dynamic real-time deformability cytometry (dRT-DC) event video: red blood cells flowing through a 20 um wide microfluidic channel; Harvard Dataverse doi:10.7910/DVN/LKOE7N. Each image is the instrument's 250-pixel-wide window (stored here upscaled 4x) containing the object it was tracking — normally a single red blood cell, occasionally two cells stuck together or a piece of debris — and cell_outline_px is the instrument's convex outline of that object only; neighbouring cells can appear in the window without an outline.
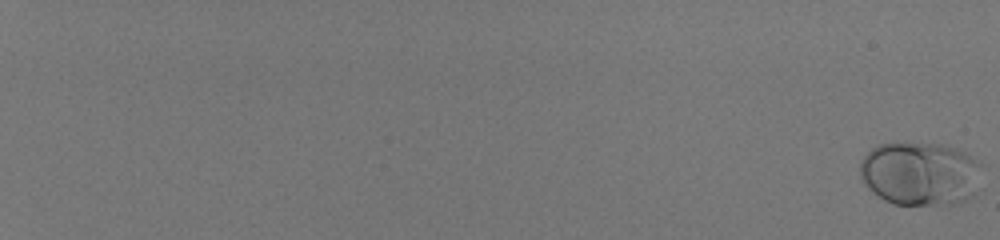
{"species": "human", "species_latin": "Homo sapiens", "temperature_condition": "room temperature", "stored_images_in_passage": 59, "camera_frame_rate_fps": 3000, "um_per_image_px": 0.085, "donor": {"sex": "male"}, "frame": {"image": 1, "passage_image": 1, "time_ms": 0.0, "image_size_px": [1000, 240], "cell_outline_px": [[980, 164], [976, 192], [972, 196], [956, 204], [896, 204], [884, 200], [872, 192], [868, 188], [860, 176], [860, 160], [876, 144], [940, 144], [956, 148], [964, 152]], "centroid_in_image_um": [78.18, 14.77], "position_along_channel_um": 6.8, "area_um2": 44.85}}
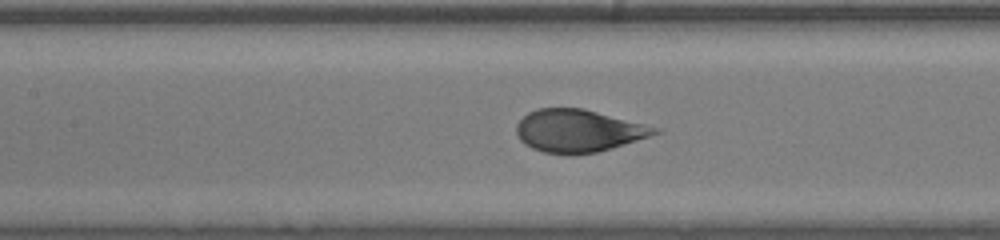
{"frame": {"image": 2, "passage_image": 35, "time_ms": 11.333, "image_size_px": [1000, 240], "cell_outline_px": [[660, 132], [636, 140], [596, 152], [572, 156], [568, 156], [544, 152], [532, 148], [524, 144], [520, 140], [516, 132], [516, 124], [528, 112], [536, 108], [584, 108], [660, 128]], "centroid_in_image_um": [49.1, 11.12], "position_along_channel_um": 158.3, "area_um2": 34.33}}
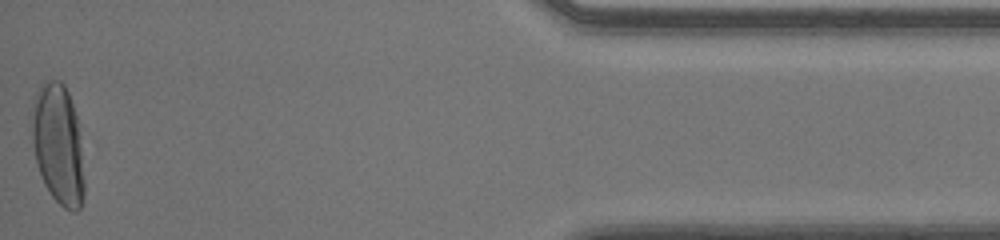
{"frame": {"image": 3, "passage_image": 59, "time_ms": 19.333, "image_size_px": [1000, 240], "cell_outline_px": [[84, 196], [80, 208], [76, 212], [72, 212], [64, 208], [52, 196], [44, 184], [36, 164], [32, 144], [32, 100], [40, 84], [44, 80], [60, 80], [64, 84], [68, 92], [76, 116], [84, 180]], "centroid_in_image_um": [4.91, 12.27], "position_along_channel_um": 430.3, "area_um2": 36.76}, "authors_computed_cell_mechanics": {"area_um2": 36.1828, "velocity_mm_per_s": 4.0633, "shape_relaxation_time_tau1_ms": 5.3419, "shape_relaxation_time_tau2_ms": null, "deformation_change_tau1": 0.2281, "deformation_change_tau2": null}}